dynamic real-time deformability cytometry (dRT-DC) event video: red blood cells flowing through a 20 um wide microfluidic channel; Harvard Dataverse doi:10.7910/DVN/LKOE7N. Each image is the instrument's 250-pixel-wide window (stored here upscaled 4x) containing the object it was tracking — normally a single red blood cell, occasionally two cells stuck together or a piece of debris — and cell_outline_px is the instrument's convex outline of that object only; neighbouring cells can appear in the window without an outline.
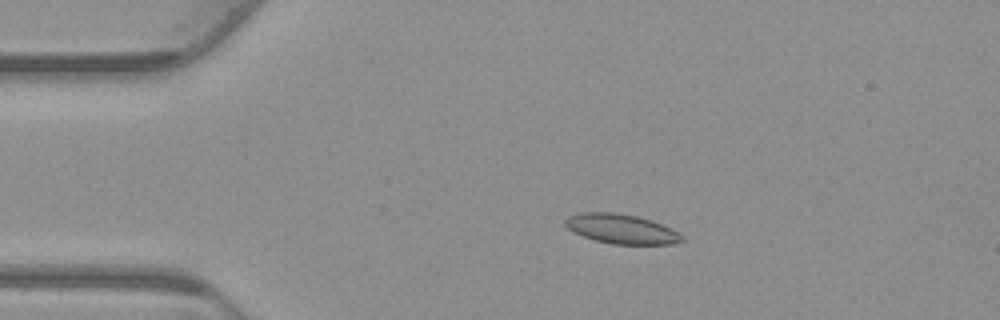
{"species": "common noctule bat (a hibernating species)", "species_latin": "Nyctalus noctula", "temperature_condition": "warm", "stored_images_in_passage": 54, "camera_frame_rate_fps": 3000, "um_per_image_px": 0.085, "animal": {"sex": "male", "body_mass_g": 23.1, "forearm_length_mm": 52.7}, "frame": {"image": 1, "passage_image": 11, "time_ms": 3.333, "image_size_px": [1000, 320], "cell_outline_px": [[684, 240], [672, 244], [612, 244], [596, 240], [572, 232], [564, 224], [564, 220], [568, 216], [580, 212], [612, 212], [636, 216], [652, 220], [672, 228], [684, 236]], "centroid_in_image_um": [52.82, 19.45], "position_along_channel_um": 32.2, "area_um2": 20.17}}
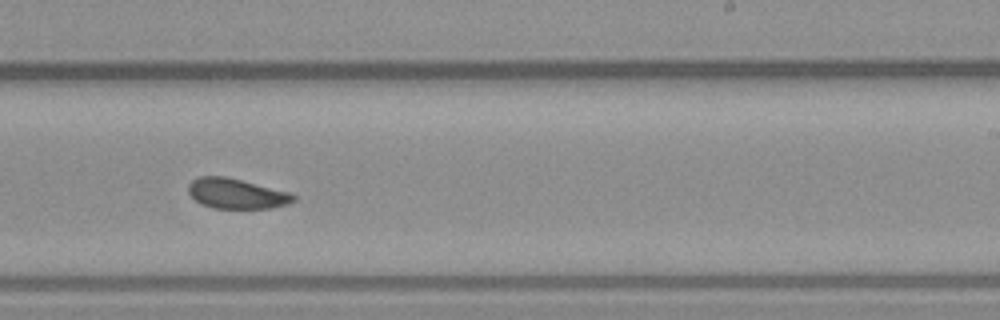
{"frame": {"image": 2, "passage_image": 33, "time_ms": 10.667, "image_size_px": [1000, 320], "cell_outline_px": [[296, 200], [288, 204], [272, 208], [212, 208], [200, 204], [188, 192], [188, 184], [192, 180], [200, 176], [224, 176], [288, 192], [296, 196]], "centroid_in_image_um": [20.08, 16.46], "position_along_channel_um": 268.9, "area_um2": 18.32}}
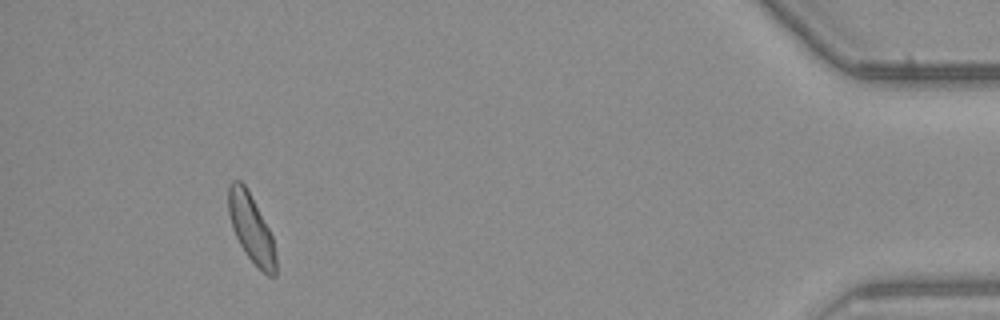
{"frame": {"image": 3, "passage_image": 50, "time_ms": 16.333, "image_size_px": [1000, 320], "cell_outline_px": [[276, 276], [268, 276], [244, 252], [232, 228], [228, 212], [228, 184], [232, 180], [240, 180], [244, 184], [268, 228], [272, 236], [276, 256]], "centroid_in_image_um": [21.33, 19.4], "position_along_channel_um": 413.9, "area_um2": 18.44}, "authors_computed_cell_mechanics": {"area_um2": 19.2185, "velocity_mm_per_s": 3.8289, "shape_relaxation_time_tau1_ms": null, "shape_relaxation_time_tau2_ms": 4.3432, "deformation_change_tau1": null, "deformation_change_tau2": 0.0765}}